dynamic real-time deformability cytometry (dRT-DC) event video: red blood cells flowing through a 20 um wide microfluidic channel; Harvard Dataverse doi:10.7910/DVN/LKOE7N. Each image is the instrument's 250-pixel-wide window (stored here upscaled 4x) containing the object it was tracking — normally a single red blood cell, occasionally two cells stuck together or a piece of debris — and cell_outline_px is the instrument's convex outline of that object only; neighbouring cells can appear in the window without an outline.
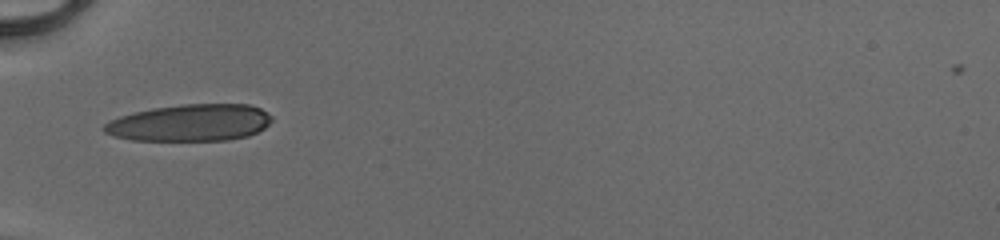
{"species": "human", "species_latin": "Homo sapiens", "temperature_condition": "cold", "stored_images_in_passage": 33, "camera_frame_rate_fps": 3000, "um_per_image_px": 0.085, "donor": {"sex": "male"}, "frame": {"image": 1, "passage_image": 1, "time_ms": 0.0, "image_size_px": [1000, 240], "cell_outline_px": [[272, 120], [264, 128], [248, 136], [228, 140], [132, 140], [112, 136], [104, 132], [100, 128], [108, 120], [120, 116], [152, 108], [180, 104], [248, 104], [260, 108], [272, 116]], "centroid_in_image_um": [16.13, 10.43], "position_along_channel_um": 68.9, "area_um2": 36.18}}
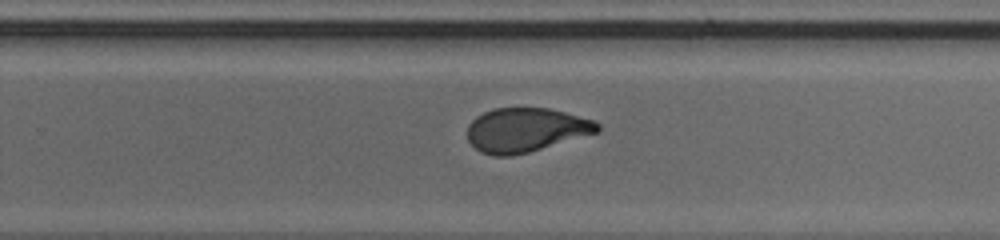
{"frame": {"image": 2, "passage_image": 17, "time_ms": 5.333, "image_size_px": [1000, 240], "cell_outline_px": [[600, 132], [528, 152], [512, 156], [492, 156], [480, 152], [468, 140], [468, 124], [476, 116], [492, 108], [548, 108], [596, 120], [600, 124]], "centroid_in_image_um": [44.71, 11.04], "position_along_channel_um": 285.1, "area_um2": 33.58}}
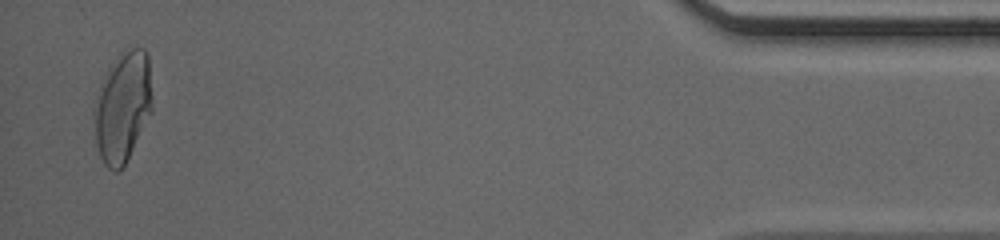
{"frame": {"image": 3, "passage_image": 32, "time_ms": 10.333, "image_size_px": [1000, 240], "cell_outline_px": [[152, 112], [120, 172], [112, 172], [104, 164], [100, 156], [96, 144], [92, 112], [92, 108], [100, 84], [108, 68], [120, 52], [132, 48], [144, 48], [148, 56], [152, 100]], "centroid_in_image_um": [10.4, 9.1], "position_along_channel_um": 424.8, "area_um2": 37.74}, "authors_computed_cell_mechanics": {"area_um2": 34.9112, "velocity_mm_per_s": 4.1401, "shape_relaxation_time_tau1_ms": 7.1026, "shape_relaxation_time_tau2_ms": 1.1048, "deformation_change_tau1": 0.2531, "deformation_change_tau2": 0.068}}